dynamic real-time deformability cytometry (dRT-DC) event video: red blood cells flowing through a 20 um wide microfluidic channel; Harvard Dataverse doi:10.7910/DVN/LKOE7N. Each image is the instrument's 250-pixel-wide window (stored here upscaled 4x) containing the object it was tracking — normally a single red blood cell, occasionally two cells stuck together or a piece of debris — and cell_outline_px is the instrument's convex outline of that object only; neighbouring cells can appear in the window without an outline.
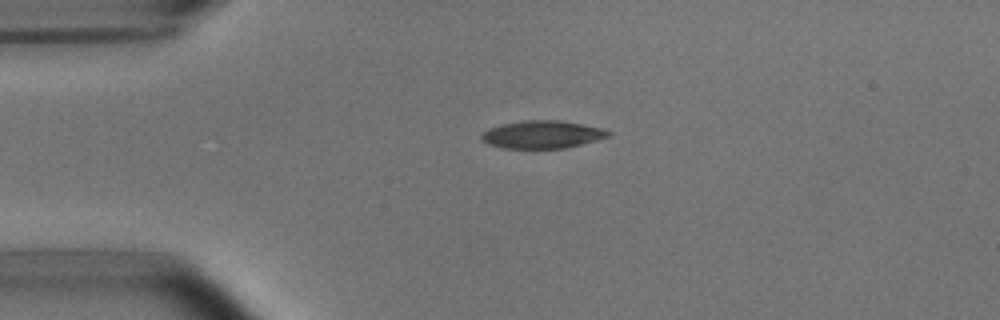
{"species": "common noctule bat (a hibernating species)", "species_latin": "Nyctalus noctula", "temperature_condition": "room temperature", "stored_images_in_passage": 3, "camera_frame_rate_fps": 3000, "um_per_image_px": 0.085, "animal": {"sex": "male", "body_mass_g": 15.6}, "frame": {"image": 1, "passage_image": 1, "time_ms": 0.0, "image_size_px": [1000, 320], "cell_outline_px": [[612, 136], [564, 148], [504, 148], [488, 144], [480, 136], [488, 128], [500, 124], [524, 120], [560, 120], [584, 124], [604, 128], [612, 132]], "centroid_in_image_um": [46.13, 11.42], "position_along_channel_um": 38.9, "area_um2": 20.58}}